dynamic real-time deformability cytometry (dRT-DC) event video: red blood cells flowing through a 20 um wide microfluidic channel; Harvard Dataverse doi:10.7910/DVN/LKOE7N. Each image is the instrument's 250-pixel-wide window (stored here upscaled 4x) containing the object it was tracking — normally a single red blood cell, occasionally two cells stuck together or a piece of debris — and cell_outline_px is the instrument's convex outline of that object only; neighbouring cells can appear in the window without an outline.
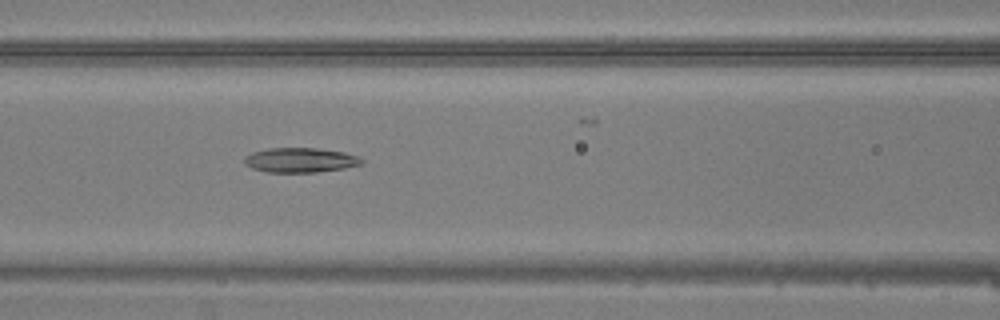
{"species": "common noctule bat (a hibernating species)", "species_latin": "Nyctalus noctula", "temperature_condition": "warm", "stored_images_in_passage": 33, "camera_frame_rate_fps": 3000, "um_per_image_px": 0.085, "animal": {"sex": "male", "body_mass_g": 20.5, "forearm_length_mm": 52.5}, "frame": {"image": 1, "passage_image": 7, "time_ms": 2.0, "image_size_px": [1000, 320], "cell_outline_px": [[364, 164], [344, 168], [316, 172], [268, 172], [252, 168], [244, 164], [244, 156], [252, 152], [268, 148], [316, 148], [344, 152], [356, 156], [364, 160]], "centroid_in_image_um": [25.51, 13.6], "position_along_channel_um": 141.1, "area_um2": 16.88}}
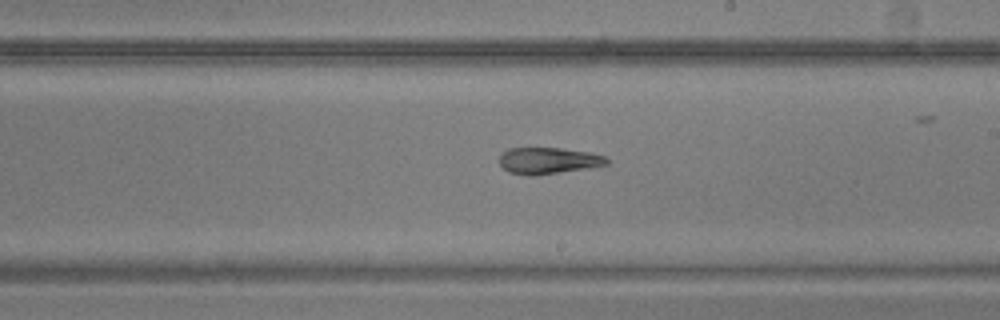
{"frame": {"image": 2, "passage_image": 14, "time_ms": 4.333, "image_size_px": [1000, 320], "cell_outline_px": [[608, 164], [588, 168], [532, 176], [508, 172], [500, 164], [500, 156], [508, 148], [560, 148], [588, 152], [604, 156], [608, 160]], "centroid_in_image_um": [46.59, 13.65], "position_along_channel_um": 242.4, "area_um2": 16.36}}
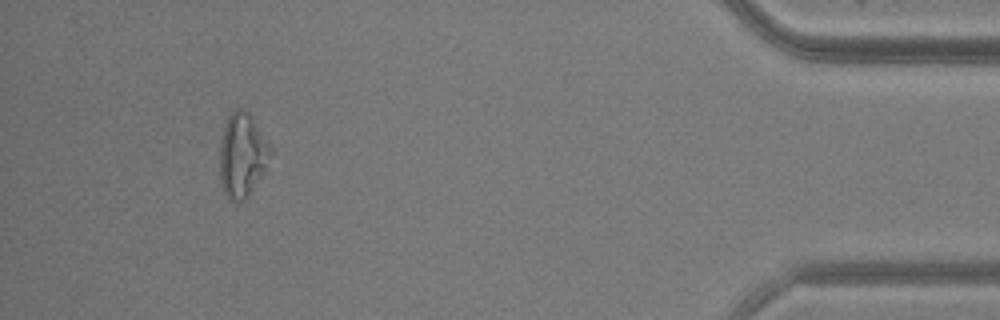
{"frame": {"image": 3, "passage_image": 30, "time_ms": 9.667, "image_size_px": [1000, 320], "cell_outline_px": [[272, 152], [264, 168], [248, 196], [244, 200], [228, 200], [224, 192], [220, 180], [220, 144], [224, 128], [228, 116], [236, 108], [240, 108], [248, 112], [268, 144]], "centroid_in_image_um": [20.54, 13.19], "position_along_channel_um": 414.7, "area_um2": 23.99}}